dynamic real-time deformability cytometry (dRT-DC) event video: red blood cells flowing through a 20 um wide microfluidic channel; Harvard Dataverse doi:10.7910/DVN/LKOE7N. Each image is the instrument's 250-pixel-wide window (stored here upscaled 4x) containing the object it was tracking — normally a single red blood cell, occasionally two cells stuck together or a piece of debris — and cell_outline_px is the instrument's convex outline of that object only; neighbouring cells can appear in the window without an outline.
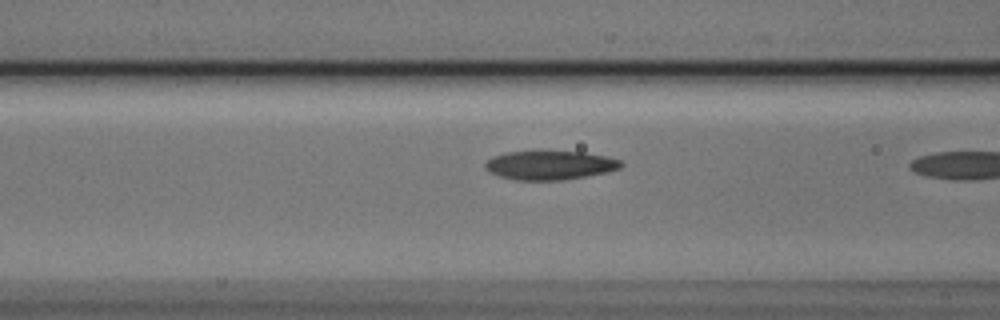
{"species": "Egyptian fruit bat (a non-hibernating species)", "species_latin": "Rousettus aegyptiacus", "temperature_condition": "cold", "stored_images_in_passage": 6, "camera_frame_rate_fps": 3000, "um_per_image_px": 0.085, "animal": {"sex": "male"}, "frame": {"image": 1, "passage_image": 4, "time_ms": 1.0, "image_size_px": [1000, 320], "cell_outline_px": [[624, 164], [620, 168], [608, 172], [560, 180], [516, 180], [500, 176], [488, 172], [484, 168], [484, 164], [492, 156], [504, 152], [532, 148], [536, 148], [584, 152], [604, 156], [620, 160]], "centroid_in_image_um": [46.67, 13.98], "position_along_channel_um": 119.9, "area_um2": 23.93}}